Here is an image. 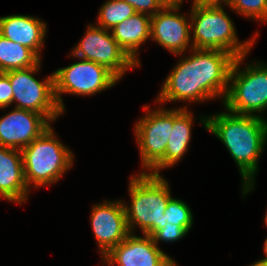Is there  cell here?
<instances>
[{
	"mask_svg": "<svg viewBox=\"0 0 267 266\" xmlns=\"http://www.w3.org/2000/svg\"><path fill=\"white\" fill-rule=\"evenodd\" d=\"M143 107L147 114L137 121L134 130L140 149L141 164L150 172L165 156L170 127H173V109L158 108L150 111L149 106Z\"/></svg>",
	"mask_w": 267,
	"mask_h": 266,
	"instance_id": "30bf717a",
	"label": "cell"
},
{
	"mask_svg": "<svg viewBox=\"0 0 267 266\" xmlns=\"http://www.w3.org/2000/svg\"><path fill=\"white\" fill-rule=\"evenodd\" d=\"M91 226L99 245V252L105 256L129 234L123 201H105L93 206Z\"/></svg>",
	"mask_w": 267,
	"mask_h": 266,
	"instance_id": "7c38bea8",
	"label": "cell"
},
{
	"mask_svg": "<svg viewBox=\"0 0 267 266\" xmlns=\"http://www.w3.org/2000/svg\"><path fill=\"white\" fill-rule=\"evenodd\" d=\"M244 58H236L232 65L223 104L232 113L257 116L267 109V65L256 62L241 70Z\"/></svg>",
	"mask_w": 267,
	"mask_h": 266,
	"instance_id": "8992f818",
	"label": "cell"
},
{
	"mask_svg": "<svg viewBox=\"0 0 267 266\" xmlns=\"http://www.w3.org/2000/svg\"><path fill=\"white\" fill-rule=\"evenodd\" d=\"M39 61L41 59L31 49L0 34V72L30 68Z\"/></svg>",
	"mask_w": 267,
	"mask_h": 266,
	"instance_id": "d6986e66",
	"label": "cell"
},
{
	"mask_svg": "<svg viewBox=\"0 0 267 266\" xmlns=\"http://www.w3.org/2000/svg\"><path fill=\"white\" fill-rule=\"evenodd\" d=\"M102 258L107 265L177 266L171 257L153 243L149 235L140 237L129 234Z\"/></svg>",
	"mask_w": 267,
	"mask_h": 266,
	"instance_id": "8fae6325",
	"label": "cell"
},
{
	"mask_svg": "<svg viewBox=\"0 0 267 266\" xmlns=\"http://www.w3.org/2000/svg\"><path fill=\"white\" fill-rule=\"evenodd\" d=\"M230 0H193V5L203 7H223L221 2L229 6Z\"/></svg>",
	"mask_w": 267,
	"mask_h": 266,
	"instance_id": "484cf974",
	"label": "cell"
},
{
	"mask_svg": "<svg viewBox=\"0 0 267 266\" xmlns=\"http://www.w3.org/2000/svg\"><path fill=\"white\" fill-rule=\"evenodd\" d=\"M163 7L182 5L183 0H158Z\"/></svg>",
	"mask_w": 267,
	"mask_h": 266,
	"instance_id": "4316f807",
	"label": "cell"
},
{
	"mask_svg": "<svg viewBox=\"0 0 267 266\" xmlns=\"http://www.w3.org/2000/svg\"><path fill=\"white\" fill-rule=\"evenodd\" d=\"M166 77L156 102H201L226 97L235 57L226 51L190 49Z\"/></svg>",
	"mask_w": 267,
	"mask_h": 266,
	"instance_id": "6da1fadb",
	"label": "cell"
},
{
	"mask_svg": "<svg viewBox=\"0 0 267 266\" xmlns=\"http://www.w3.org/2000/svg\"><path fill=\"white\" fill-rule=\"evenodd\" d=\"M34 111L14 108L0 118V146L22 150L51 125Z\"/></svg>",
	"mask_w": 267,
	"mask_h": 266,
	"instance_id": "4fadbf2b",
	"label": "cell"
},
{
	"mask_svg": "<svg viewBox=\"0 0 267 266\" xmlns=\"http://www.w3.org/2000/svg\"><path fill=\"white\" fill-rule=\"evenodd\" d=\"M130 4L137 13H143L150 16L159 12L163 6L158 0H121Z\"/></svg>",
	"mask_w": 267,
	"mask_h": 266,
	"instance_id": "cb8c5ba5",
	"label": "cell"
},
{
	"mask_svg": "<svg viewBox=\"0 0 267 266\" xmlns=\"http://www.w3.org/2000/svg\"><path fill=\"white\" fill-rule=\"evenodd\" d=\"M84 35L70 55L105 66L119 80L128 69L138 66L119 46L109 30L89 25Z\"/></svg>",
	"mask_w": 267,
	"mask_h": 266,
	"instance_id": "9c48e42d",
	"label": "cell"
},
{
	"mask_svg": "<svg viewBox=\"0 0 267 266\" xmlns=\"http://www.w3.org/2000/svg\"><path fill=\"white\" fill-rule=\"evenodd\" d=\"M39 69L40 61L33 67L5 73L13 90V103L17 102L15 108L37 112L53 122L63 113L55 96L54 73L39 81L33 76Z\"/></svg>",
	"mask_w": 267,
	"mask_h": 266,
	"instance_id": "52a82bcc",
	"label": "cell"
},
{
	"mask_svg": "<svg viewBox=\"0 0 267 266\" xmlns=\"http://www.w3.org/2000/svg\"><path fill=\"white\" fill-rule=\"evenodd\" d=\"M148 171L131 177L129 183L130 206L123 202L130 234L135 226L140 227L143 235L163 228L164 212L171 197L168 182L161 175H151Z\"/></svg>",
	"mask_w": 267,
	"mask_h": 266,
	"instance_id": "3957f363",
	"label": "cell"
},
{
	"mask_svg": "<svg viewBox=\"0 0 267 266\" xmlns=\"http://www.w3.org/2000/svg\"><path fill=\"white\" fill-rule=\"evenodd\" d=\"M136 13V10L127 2L107 0L98 13L97 26L111 31L116 25Z\"/></svg>",
	"mask_w": 267,
	"mask_h": 266,
	"instance_id": "ffe728a7",
	"label": "cell"
},
{
	"mask_svg": "<svg viewBox=\"0 0 267 266\" xmlns=\"http://www.w3.org/2000/svg\"><path fill=\"white\" fill-rule=\"evenodd\" d=\"M193 115L187 106L173 109V127H170L165 156L150 170L151 175H160L163 168L174 166L187 152L192 130ZM152 171V172H151Z\"/></svg>",
	"mask_w": 267,
	"mask_h": 266,
	"instance_id": "e0dca14e",
	"label": "cell"
},
{
	"mask_svg": "<svg viewBox=\"0 0 267 266\" xmlns=\"http://www.w3.org/2000/svg\"><path fill=\"white\" fill-rule=\"evenodd\" d=\"M111 33L119 46L139 67L137 52L140 45L151 38V16L136 13L116 25Z\"/></svg>",
	"mask_w": 267,
	"mask_h": 266,
	"instance_id": "ac0fdd59",
	"label": "cell"
},
{
	"mask_svg": "<svg viewBox=\"0 0 267 266\" xmlns=\"http://www.w3.org/2000/svg\"><path fill=\"white\" fill-rule=\"evenodd\" d=\"M190 13L194 49L226 51L235 58L249 54L258 32L252 39L239 42L235 26L223 7L192 5Z\"/></svg>",
	"mask_w": 267,
	"mask_h": 266,
	"instance_id": "5b68a950",
	"label": "cell"
},
{
	"mask_svg": "<svg viewBox=\"0 0 267 266\" xmlns=\"http://www.w3.org/2000/svg\"><path fill=\"white\" fill-rule=\"evenodd\" d=\"M227 112L200 117L204 128L228 149L242 177L243 195L254 189L258 159L267 142V120L261 115ZM207 117V118H206Z\"/></svg>",
	"mask_w": 267,
	"mask_h": 266,
	"instance_id": "7a4b0ae2",
	"label": "cell"
},
{
	"mask_svg": "<svg viewBox=\"0 0 267 266\" xmlns=\"http://www.w3.org/2000/svg\"><path fill=\"white\" fill-rule=\"evenodd\" d=\"M13 104V90L8 75L0 72V109Z\"/></svg>",
	"mask_w": 267,
	"mask_h": 266,
	"instance_id": "d4e9b609",
	"label": "cell"
},
{
	"mask_svg": "<svg viewBox=\"0 0 267 266\" xmlns=\"http://www.w3.org/2000/svg\"><path fill=\"white\" fill-rule=\"evenodd\" d=\"M189 231L185 227H180L178 225H172L167 223L163 228L154 230L149 236L155 245L159 241L163 242H173L182 239Z\"/></svg>",
	"mask_w": 267,
	"mask_h": 266,
	"instance_id": "603a6c76",
	"label": "cell"
},
{
	"mask_svg": "<svg viewBox=\"0 0 267 266\" xmlns=\"http://www.w3.org/2000/svg\"><path fill=\"white\" fill-rule=\"evenodd\" d=\"M181 5L165 6L151 16V38L175 55L185 53L191 43L190 22L184 14H178ZM177 11V13H176Z\"/></svg>",
	"mask_w": 267,
	"mask_h": 266,
	"instance_id": "5bb4252c",
	"label": "cell"
},
{
	"mask_svg": "<svg viewBox=\"0 0 267 266\" xmlns=\"http://www.w3.org/2000/svg\"><path fill=\"white\" fill-rule=\"evenodd\" d=\"M251 266H267V262L258 260L254 264H251Z\"/></svg>",
	"mask_w": 267,
	"mask_h": 266,
	"instance_id": "f1b7e54d",
	"label": "cell"
},
{
	"mask_svg": "<svg viewBox=\"0 0 267 266\" xmlns=\"http://www.w3.org/2000/svg\"><path fill=\"white\" fill-rule=\"evenodd\" d=\"M46 23L30 15L0 17V34L31 49L39 58L46 35Z\"/></svg>",
	"mask_w": 267,
	"mask_h": 266,
	"instance_id": "2e32d148",
	"label": "cell"
},
{
	"mask_svg": "<svg viewBox=\"0 0 267 266\" xmlns=\"http://www.w3.org/2000/svg\"><path fill=\"white\" fill-rule=\"evenodd\" d=\"M264 252H265V258L263 259H260L261 261H264V262H267V238L265 239V242H264Z\"/></svg>",
	"mask_w": 267,
	"mask_h": 266,
	"instance_id": "83f0119b",
	"label": "cell"
},
{
	"mask_svg": "<svg viewBox=\"0 0 267 266\" xmlns=\"http://www.w3.org/2000/svg\"><path fill=\"white\" fill-rule=\"evenodd\" d=\"M29 192L21 150L0 146V196L22 204L26 202Z\"/></svg>",
	"mask_w": 267,
	"mask_h": 266,
	"instance_id": "9a60e30c",
	"label": "cell"
},
{
	"mask_svg": "<svg viewBox=\"0 0 267 266\" xmlns=\"http://www.w3.org/2000/svg\"><path fill=\"white\" fill-rule=\"evenodd\" d=\"M53 73L55 96L62 112L65 107L61 94L94 95L113 87L117 81H120L105 66L84 59L57 69Z\"/></svg>",
	"mask_w": 267,
	"mask_h": 266,
	"instance_id": "ba28073f",
	"label": "cell"
},
{
	"mask_svg": "<svg viewBox=\"0 0 267 266\" xmlns=\"http://www.w3.org/2000/svg\"><path fill=\"white\" fill-rule=\"evenodd\" d=\"M229 7L245 17L267 22V0H230Z\"/></svg>",
	"mask_w": 267,
	"mask_h": 266,
	"instance_id": "7402d4cb",
	"label": "cell"
},
{
	"mask_svg": "<svg viewBox=\"0 0 267 266\" xmlns=\"http://www.w3.org/2000/svg\"><path fill=\"white\" fill-rule=\"evenodd\" d=\"M265 215H266V216H265V224H266V226H267V212H266Z\"/></svg>",
	"mask_w": 267,
	"mask_h": 266,
	"instance_id": "f546056e",
	"label": "cell"
},
{
	"mask_svg": "<svg viewBox=\"0 0 267 266\" xmlns=\"http://www.w3.org/2000/svg\"><path fill=\"white\" fill-rule=\"evenodd\" d=\"M50 126L21 150L25 182L40 188L58 182L73 165L71 150L57 139Z\"/></svg>",
	"mask_w": 267,
	"mask_h": 266,
	"instance_id": "277c9868",
	"label": "cell"
},
{
	"mask_svg": "<svg viewBox=\"0 0 267 266\" xmlns=\"http://www.w3.org/2000/svg\"><path fill=\"white\" fill-rule=\"evenodd\" d=\"M165 222L185 227L188 231L193 223V213L189 206L177 198H171L164 212Z\"/></svg>",
	"mask_w": 267,
	"mask_h": 266,
	"instance_id": "44dd1931",
	"label": "cell"
}]
</instances>
